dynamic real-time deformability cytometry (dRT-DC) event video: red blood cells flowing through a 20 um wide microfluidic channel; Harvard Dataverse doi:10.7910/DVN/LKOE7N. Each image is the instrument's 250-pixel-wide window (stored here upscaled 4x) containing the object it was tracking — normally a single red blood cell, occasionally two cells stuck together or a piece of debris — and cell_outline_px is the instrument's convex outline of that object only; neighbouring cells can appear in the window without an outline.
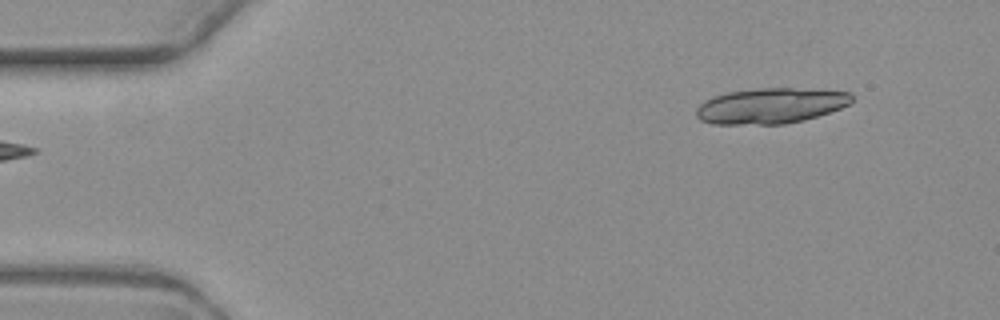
{"species": "common noctule bat (a hibernating species)", "species_latin": "Nyctalus noctula", "temperature_condition": "warm", "stored_images_in_passage": 5, "segment_of_instrument_passage": [2, 2], "camera_frame_rate_fps": 3000, "um_per_image_px": 0.085, "animal": {"sex": "female", "body_mass_g": 19.3, "forearm_length_mm": 54.1}, "frame": {"image": 1, "passage_image": 5, "time_ms": 5.667, "image_size_px": [1000, 320], "cell_outline_px": [[852, 100], [848, 104], [840, 108], [804, 120], [784, 124], [712, 124], [700, 120], [696, 116], [696, 108], [704, 100], [712, 96], [728, 92], [756, 88], [792, 88], [852, 92]], "centroid_in_image_um": [65.45, 8.99], "position_along_channel_um": 19.5, "area_um2": 32.19}}